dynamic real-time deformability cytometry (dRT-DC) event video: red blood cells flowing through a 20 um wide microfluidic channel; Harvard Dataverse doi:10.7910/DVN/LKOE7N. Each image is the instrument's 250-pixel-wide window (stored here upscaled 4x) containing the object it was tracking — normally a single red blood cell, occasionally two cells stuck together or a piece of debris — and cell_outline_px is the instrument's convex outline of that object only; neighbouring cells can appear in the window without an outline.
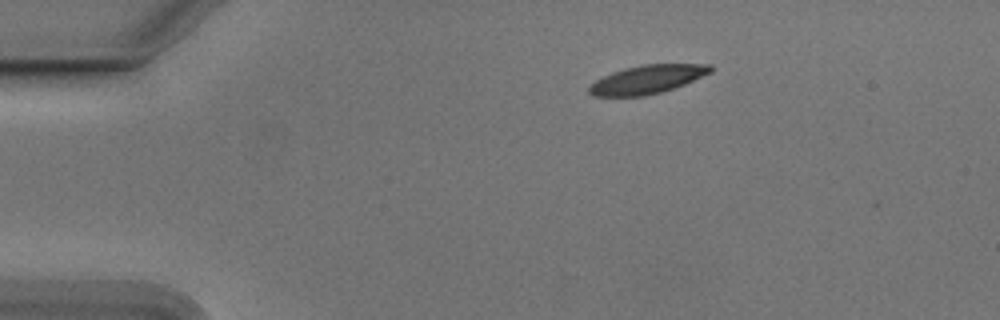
{"species": "Egyptian fruit bat (a non-hibernating species)", "species_latin": "Rousettus aegyptiacus", "temperature_condition": "cold", "stored_images_in_passage": 38, "camera_frame_rate_fps": 3000, "um_per_image_px": 0.085, "animal": {"sex": "male"}, "frame": {"image": 1, "passage_image": 1, "time_ms": 0.0, "image_size_px": [1000, 320], "cell_outline_px": [[712, 72], [684, 84], [660, 92], [644, 96], [592, 96], [588, 92], [588, 88], [596, 80], [612, 72], [624, 68], [644, 64], [712, 64]], "centroid_in_image_um": [55.01, 6.74], "position_along_channel_um": 30.0, "area_um2": 20.0}}
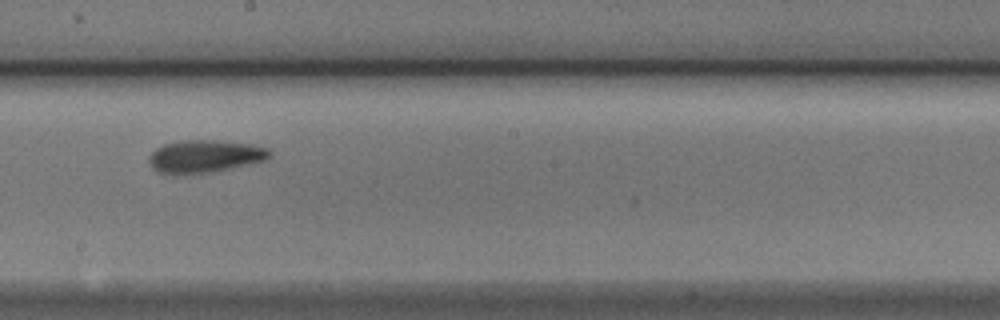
{"frame": {"image": 2, "passage_image": 22, "time_ms": 7.0, "image_size_px": [1000, 320], "cell_outline_px": [[272, 156], [268, 160], [212, 172], [184, 176], [172, 176], [156, 172], [152, 168], [148, 160], [148, 156], [156, 148], [164, 144], [184, 140], [216, 140], [252, 144], [268, 148], [272, 152]], "centroid_in_image_um": [17.39, 13.32], "position_along_channel_um": 230.8, "area_um2": 23.7}}
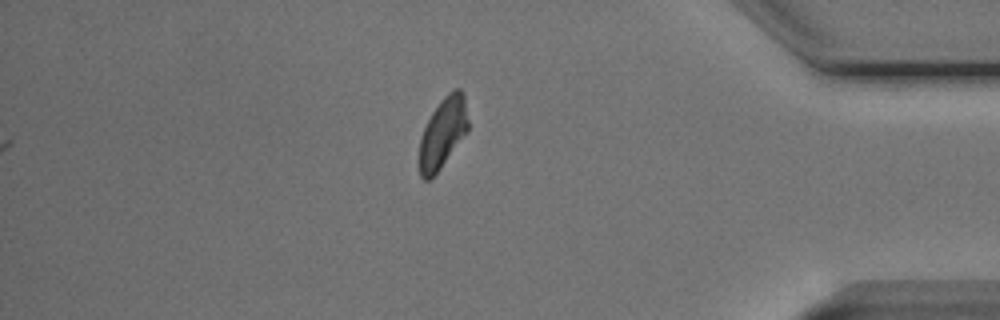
{"frame": {"image": 3, "passage_image": 38, "time_ms": 12.333, "image_size_px": [1000, 320], "cell_outline_px": [[468, 132], [440, 168], [428, 180], [424, 180], [420, 176], [416, 160], [420, 140], [424, 128], [432, 112], [440, 100], [448, 92], [456, 88], [460, 88], [464, 96], [468, 120]], "centroid_in_image_um": [37.6, 11.32], "position_along_channel_um": 397.6, "area_um2": 20.29}, "authors_computed_cell_mechanics": {"area_um2": 21.4438, "velocity_mm_per_s": 3.7388, "shape_relaxation_time_tau1_ms": 3.1495, "shape_relaxation_time_tau2_ms": 2.966, "deformation_change_tau1": 0.1525, "deformation_change_tau2": 0.1003}}